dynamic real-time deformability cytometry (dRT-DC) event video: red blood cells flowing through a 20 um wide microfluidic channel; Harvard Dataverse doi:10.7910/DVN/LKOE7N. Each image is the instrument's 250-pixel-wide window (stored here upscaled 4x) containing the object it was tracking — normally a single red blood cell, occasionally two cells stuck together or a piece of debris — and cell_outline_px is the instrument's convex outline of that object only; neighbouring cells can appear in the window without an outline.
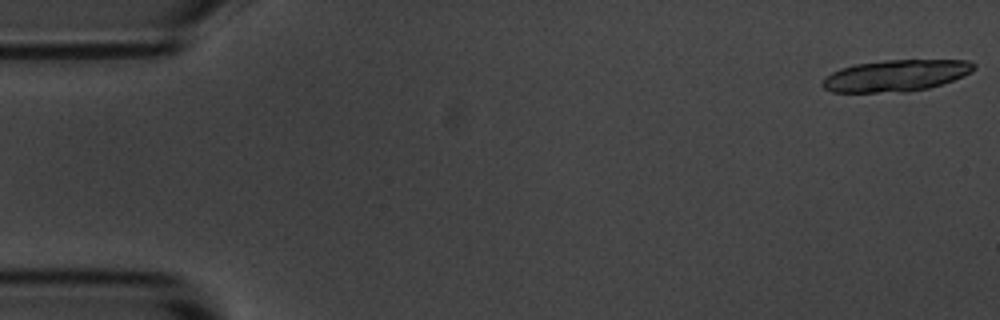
{"species": "common noctule bat (a hibernating species)", "species_latin": "Nyctalus noctula", "temperature_condition": "room temperature", "stored_images_in_passage": 6, "segment_of_instrument_passage": [1, 2], "camera_frame_rate_fps": 3000, "um_per_image_px": 0.085, "animal": {"sex": "male", "body_mass_g": 20.1, "forearm_length_mm": 53.5}, "frame": {"image": 1, "passage_image": 1, "time_ms": 0.0, "image_size_px": [1000, 320], "cell_outline_px": [[976, 68], [972, 72], [964, 76], [928, 88], [908, 92], [832, 92], [824, 88], [820, 84], [832, 72], [840, 68], [856, 64], [884, 60], [968, 60], [976, 64]], "centroid_in_image_um": [76.17, 6.42], "position_along_channel_um": 8.8, "area_um2": 27.86}}